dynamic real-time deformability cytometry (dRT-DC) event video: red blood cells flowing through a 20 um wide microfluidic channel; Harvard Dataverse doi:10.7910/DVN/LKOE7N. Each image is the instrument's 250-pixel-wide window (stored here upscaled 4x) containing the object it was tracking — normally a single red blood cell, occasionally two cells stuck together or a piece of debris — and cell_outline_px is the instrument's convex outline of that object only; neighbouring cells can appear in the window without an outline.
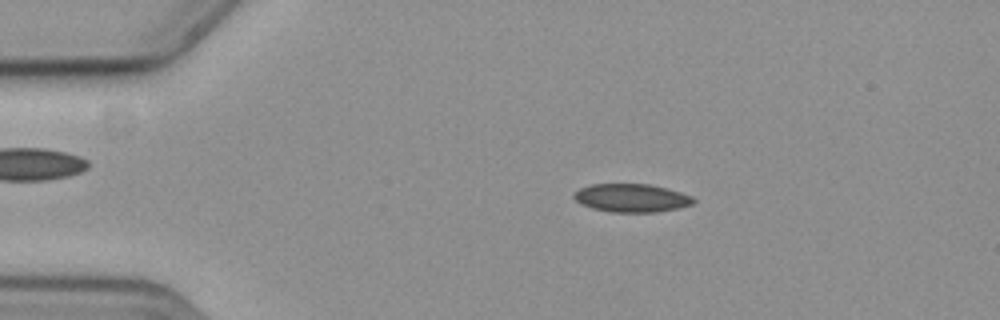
{"species": "common noctule bat (a hibernating species)", "species_latin": "Nyctalus noctula", "temperature_condition": "cold", "stored_images_in_passage": 53, "camera_frame_rate_fps": 3000, "um_per_image_px": 0.085, "animal": {"sex": "female", "body_mass_g": 19.3, "forearm_length_mm": 54.1}, "frame": {"image": 1, "passage_image": 6, "time_ms": 1.667, "image_size_px": [1000, 320], "cell_outline_px": [[696, 200], [692, 204], [676, 208], [656, 212], [612, 212], [592, 208], [580, 204], [572, 196], [580, 188], [592, 184], [648, 184], [680, 192], [692, 196]], "centroid_in_image_um": [53.66, 16.83], "position_along_channel_um": 31.3, "area_um2": 19.48}}
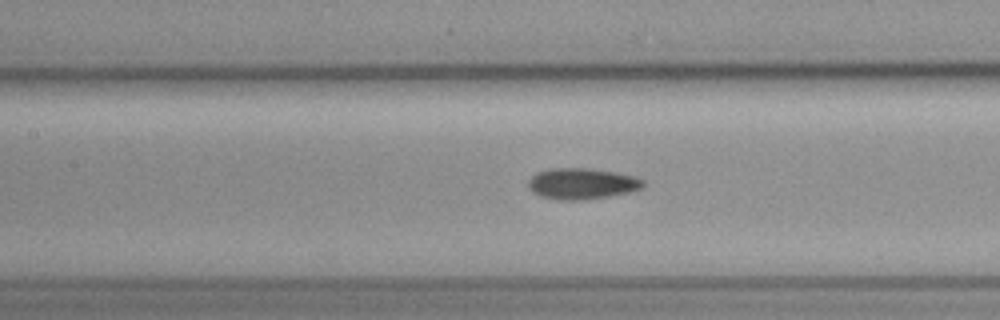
{"frame": {"image": 2, "passage_image": 21, "time_ms": 6.667, "image_size_px": [1000, 320], "cell_outline_px": [[644, 188], [612, 196], [584, 200], [556, 200], [540, 196], [532, 192], [528, 188], [528, 180], [536, 172], [552, 168], [592, 168], [616, 172], [636, 176], [644, 180]], "centroid_in_image_um": [49.47, 15.61], "position_along_channel_um": 157.9, "area_um2": 21.21}}
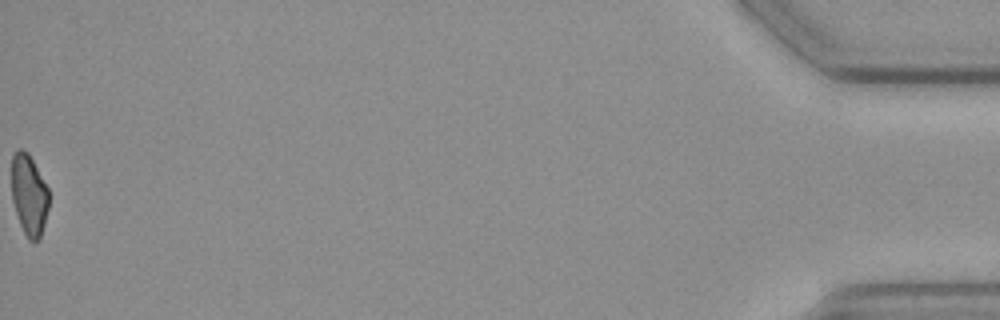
{"frame": {"image": 3, "passage_image": 53, "time_ms": 17.333, "image_size_px": [1000, 320], "cell_outline_px": [[48, 208], [44, 224], [40, 236], [36, 240], [28, 240], [20, 224], [12, 200], [12, 156], [20, 148], [28, 152], [48, 188]], "centroid_in_image_um": [2.46, 16.55], "position_along_channel_um": 432.7, "area_um2": 17.28}}